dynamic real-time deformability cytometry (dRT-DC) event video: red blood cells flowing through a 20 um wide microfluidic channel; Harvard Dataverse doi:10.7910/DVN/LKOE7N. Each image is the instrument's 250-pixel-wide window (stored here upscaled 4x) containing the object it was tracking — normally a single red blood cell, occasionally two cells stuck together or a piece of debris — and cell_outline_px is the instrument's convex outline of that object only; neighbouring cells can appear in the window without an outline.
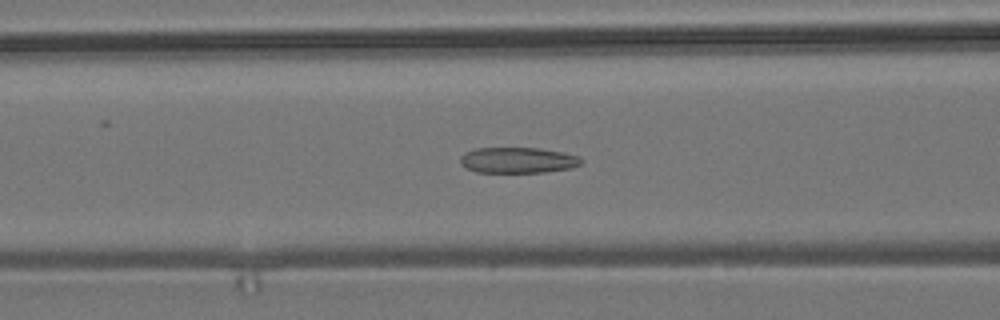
{"species": "common noctule bat (a hibernating species)", "species_latin": "Nyctalus noctula", "temperature_condition": "room temperature", "stored_images_in_passage": 53, "camera_frame_rate_fps": 3000, "um_per_image_px": 0.085, "animal": {"sex": "male", "body_mass_g": 19.2, "forearm_length_mm": 51.8}, "frame": {"image": 1, "passage_image": 22, "time_ms": 7.0, "image_size_px": [1000, 320], "cell_outline_px": [[584, 160], [580, 164], [572, 168], [544, 172], [476, 172], [460, 164], [460, 156], [464, 152], [476, 148], [540, 148], [564, 152], [576, 156]], "centroid_in_image_um": [44.01, 13.61], "position_along_channel_um": 122.6, "area_um2": 18.21}}
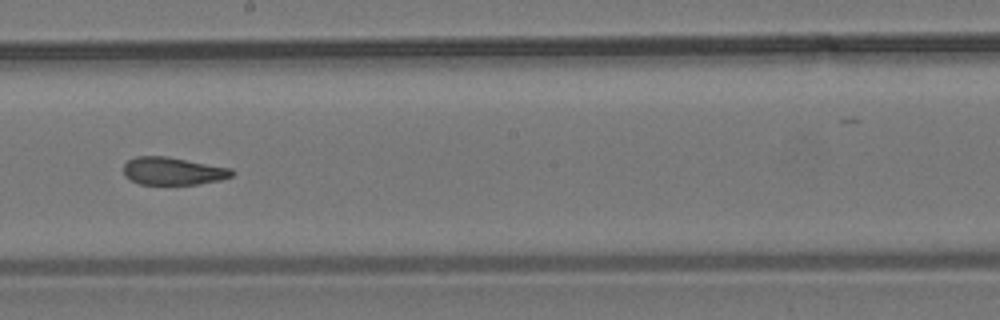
{"frame": {"image": 2, "passage_image": 31, "time_ms": 10.0, "image_size_px": [1000, 320], "cell_outline_px": [[236, 172], [232, 176], [220, 180], [200, 184], [140, 184], [124, 176], [124, 164], [128, 160], [136, 156], [168, 156], [232, 168]], "centroid_in_image_um": [14.73, 14.53], "position_along_channel_um": 233.5, "area_um2": 17.63}}
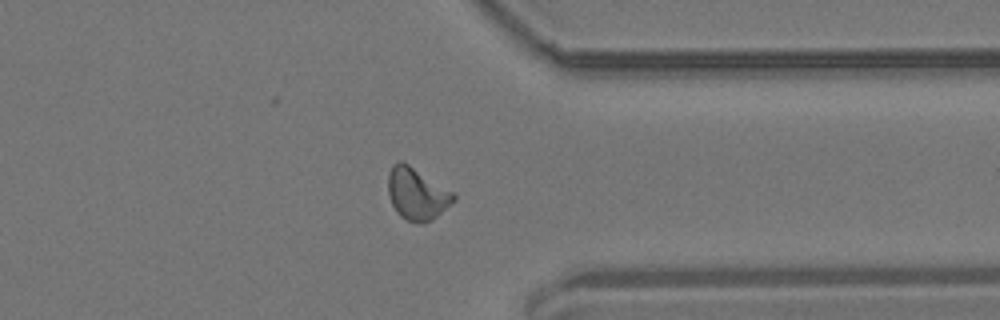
{"frame": {"image": 3, "passage_image": 43, "time_ms": 14.0, "image_size_px": [1000, 320], "cell_outline_px": [[456, 200], [432, 220], [420, 224], [408, 220], [400, 216], [396, 212], [388, 196], [388, 172], [392, 164], [396, 160], [400, 160], [408, 164], [452, 192], [456, 196]], "centroid_in_image_um": [35.4, 16.48], "position_along_channel_um": 376.0, "area_um2": 19.77}, "authors_computed_cell_mechanics": {"area_um2": 18.6694, "velocity_mm_per_s": 3.7017, "shape_relaxation_time_tau1_ms": null, "shape_relaxation_time_tau2_ms": 2.3973, "deformation_change_tau1": null, "deformation_change_tau2": 0.1013}}